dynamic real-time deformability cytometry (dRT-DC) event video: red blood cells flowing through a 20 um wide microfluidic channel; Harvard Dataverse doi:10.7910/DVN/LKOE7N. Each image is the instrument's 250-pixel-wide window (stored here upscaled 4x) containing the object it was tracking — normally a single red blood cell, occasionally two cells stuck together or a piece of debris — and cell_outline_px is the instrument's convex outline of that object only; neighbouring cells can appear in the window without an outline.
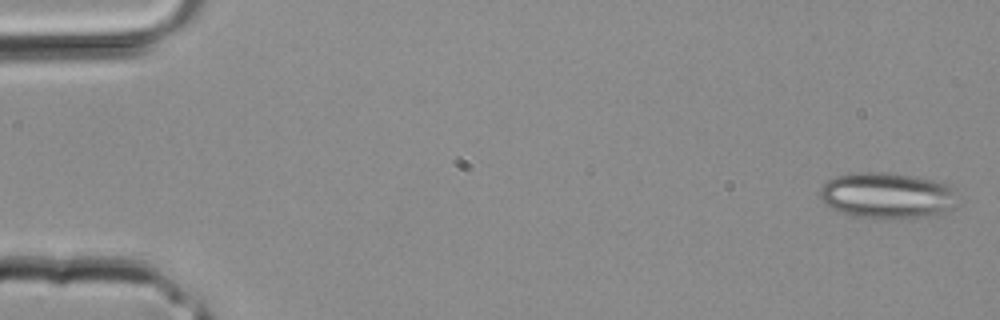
{"species": "common noctule bat (a hibernating species)", "species_latin": "Nyctalus noctula", "temperature_condition": "room temperature", "stored_images_in_passage": 3, "camera_frame_rate_fps": 3000, "um_per_image_px": 0.085, "animal": {"sex": "male", "body_mass_g": 20.4}, "frame": {"image": 1, "passage_image": 1, "time_ms": 0.0, "image_size_px": [1000, 320], "cell_outline_px": [[960, 204], [936, 216], [852, 216], [832, 208], [824, 204], [820, 196], [820, 188], [828, 180], [836, 176], [848, 172], [888, 172], [916, 176], [936, 180], [948, 184], [952, 188]], "centroid_in_image_um": [75.43, 16.57], "position_along_channel_um": 9.6, "area_um2": 36.7}}